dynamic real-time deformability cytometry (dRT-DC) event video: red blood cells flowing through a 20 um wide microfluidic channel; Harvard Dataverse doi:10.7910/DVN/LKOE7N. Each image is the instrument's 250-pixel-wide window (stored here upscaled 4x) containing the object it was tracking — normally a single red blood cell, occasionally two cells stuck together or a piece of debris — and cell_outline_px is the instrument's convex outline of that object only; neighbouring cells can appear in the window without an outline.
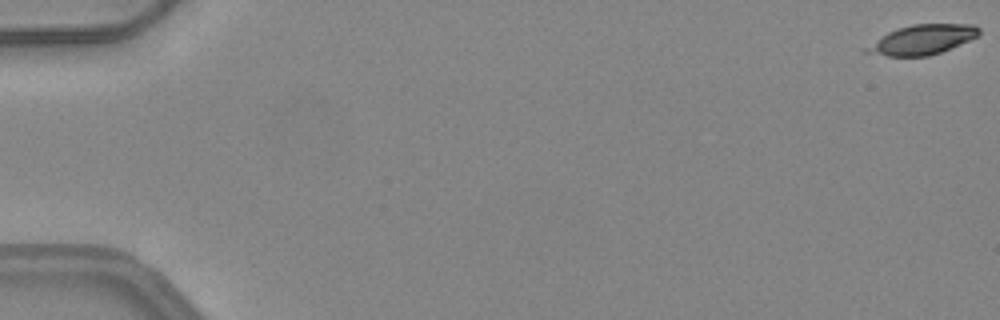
{"species": "common noctule bat (a hibernating species)", "species_latin": "Nyctalus noctula", "temperature_condition": "warm", "stored_images_in_passage": 19, "camera_frame_rate_fps": 3000, "um_per_image_px": 0.085, "animal": {"sex": "female", "body_mass_g": 24.6, "forearm_length_mm": 56.2}, "frame": {"image": 1, "passage_image": 1, "time_ms": 0.0, "image_size_px": [1000, 320], "cell_outline_px": [[980, 32], [976, 36], [968, 40], [940, 52], [928, 56], [888, 56], [860, 52], [864, 48], [888, 32], [896, 28], [912, 24], [972, 24], [980, 28]], "centroid_in_image_um": [78.34, 3.37], "position_along_channel_um": 6.7, "area_um2": 19.25}}
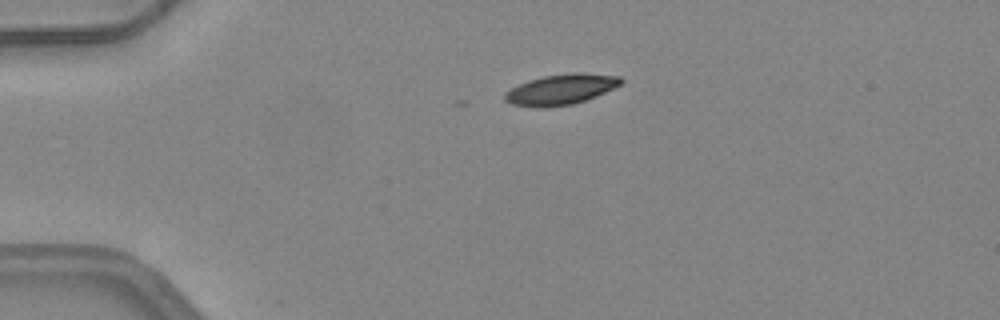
{"frame": {"image": 2, "passage_image": 13, "time_ms": 4.0, "image_size_px": [1000, 320], "cell_outline_px": [[624, 80], [620, 84], [596, 96], [572, 104], [512, 104], [504, 100], [504, 92], [528, 80], [544, 76], [572, 72], [580, 72], [620, 76]], "centroid_in_image_um": [47.73, 7.53], "position_along_channel_um": 37.3, "area_um2": 19.59}}